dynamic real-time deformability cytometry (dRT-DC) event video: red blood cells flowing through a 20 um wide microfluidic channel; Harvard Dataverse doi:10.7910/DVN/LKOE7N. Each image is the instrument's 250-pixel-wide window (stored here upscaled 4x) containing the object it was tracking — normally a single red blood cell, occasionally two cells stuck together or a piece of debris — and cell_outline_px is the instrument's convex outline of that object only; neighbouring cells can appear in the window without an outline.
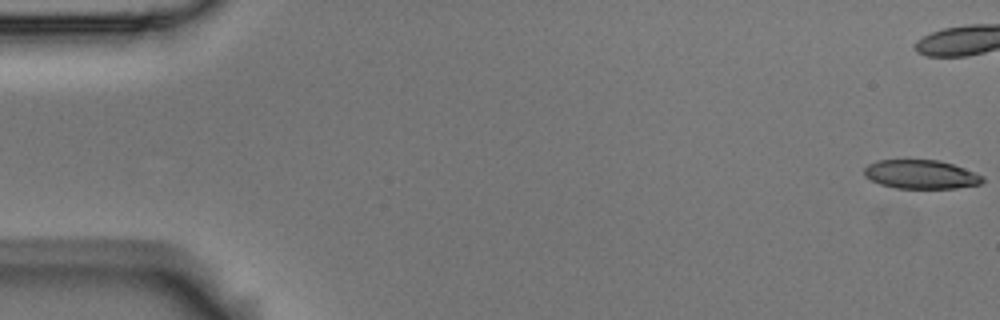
{"species": "Egyptian fruit bat (a non-hibernating species)", "species_latin": "Rousettus aegyptiacus", "temperature_condition": "room temperature", "stored_images_in_passage": 57, "camera_frame_rate_fps": 3000, "um_per_image_px": 0.085, "animal": {"sex": "male"}, "frame": {"image": 1, "passage_image": 1, "time_ms": 0.0, "image_size_px": [1000, 320], "cell_outline_px": [[984, 180], [980, 184], [956, 188], [896, 188], [880, 184], [864, 176], [864, 168], [868, 164], [876, 160], [940, 160], [964, 168], [984, 176]], "centroid_in_image_um": [78.27, 14.82], "position_along_channel_um": 6.7, "area_um2": 19.88}}
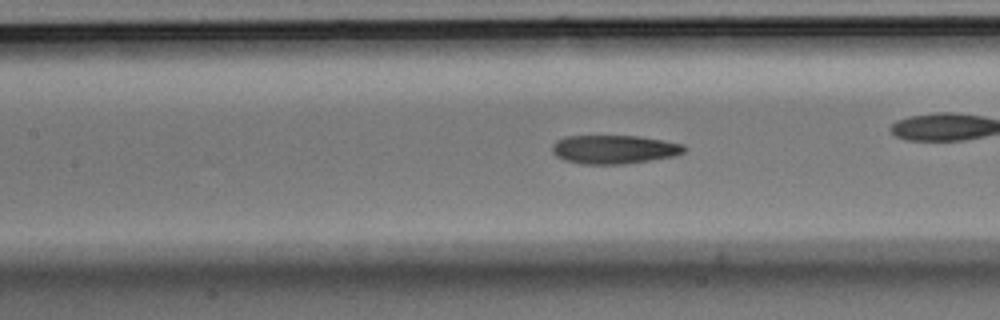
{"frame": {"image": 2, "passage_image": 25, "time_ms": 8.0, "image_size_px": [1000, 320], "cell_outline_px": [[688, 148], [684, 152], [676, 156], [624, 164], [580, 164], [564, 160], [556, 156], [552, 152], [552, 144], [556, 140], [564, 136], [640, 136], [684, 144]], "centroid_in_image_um": [52.2, 12.7], "position_along_channel_um": 155.2, "area_um2": 22.31}, "authors_computed_cell_mechanics": {"area_um2": 22.1952, "velocity_mm_per_s": 3.6391, "shape_relaxation_time_tau1_ms": null, "shape_relaxation_time_tau2_ms": 4.3091, "deformation_change_tau1": null, "deformation_change_tau2": 0.1314}}